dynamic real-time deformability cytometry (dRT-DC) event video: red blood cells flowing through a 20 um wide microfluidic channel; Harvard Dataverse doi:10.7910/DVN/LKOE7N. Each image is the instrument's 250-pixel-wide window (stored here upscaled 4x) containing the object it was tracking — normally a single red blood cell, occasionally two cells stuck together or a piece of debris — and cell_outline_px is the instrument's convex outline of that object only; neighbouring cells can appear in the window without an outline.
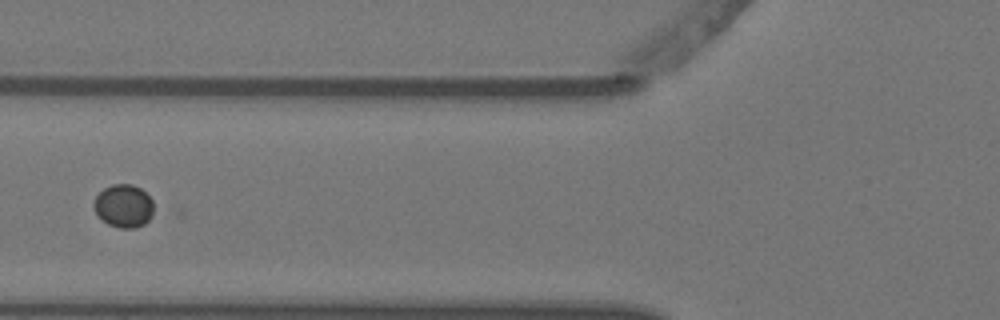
{"species": "Egyptian fruit bat (a non-hibernating species)", "species_latin": "Rousettus aegyptiacus", "temperature_condition": "warm", "stored_images_in_passage": 10, "camera_frame_rate_fps": 3000, "um_per_image_px": 0.085, "animal": {"sex": "female"}, "frame": {"image": 1, "passage_image": 7, "time_ms": 2.0, "image_size_px": [1000, 320], "cell_outline_px": [[152, 216], [144, 224], [136, 228], [120, 228], [108, 224], [96, 212], [92, 204], [96, 196], [104, 188], [112, 184], [132, 184], [140, 188], [152, 200]], "centroid_in_image_um": [10.5, 17.5], "position_along_channel_um": 115.3, "area_um2": 14.85}}
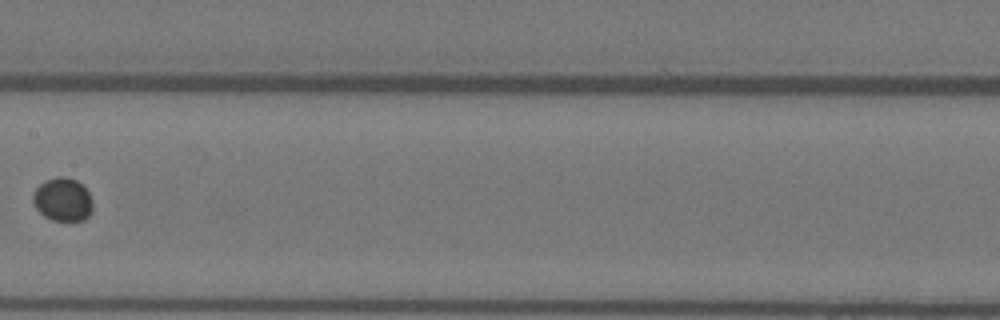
{"frame": {"image": 2, "passage_image": 9, "time_ms": 2.667, "image_size_px": [1000, 320], "cell_outline_px": [[92, 212], [84, 220], [52, 220], [44, 216], [36, 208], [32, 200], [32, 196], [36, 188], [40, 184], [56, 176], [64, 176], [76, 180], [88, 192], [92, 200]], "centroid_in_image_um": [5.33, 16.96], "position_along_channel_um": 202.1, "area_um2": 14.97}}
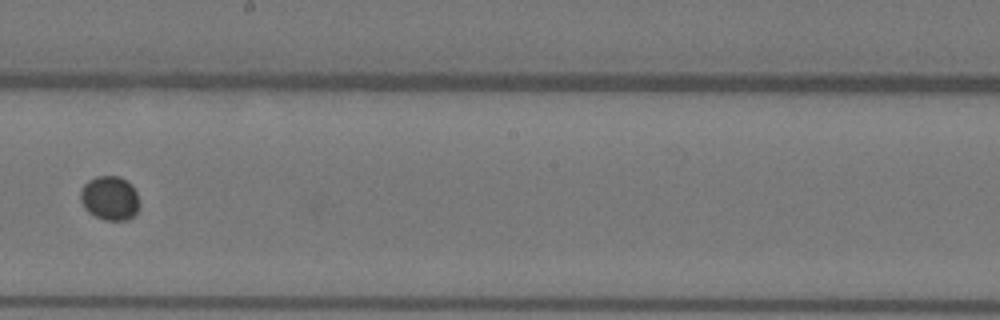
{"frame": {"image": 3, "passage_image": 10, "time_ms": 3.0, "image_size_px": [1000, 320], "cell_outline_px": [[140, 208], [128, 220], [104, 220], [88, 212], [84, 208], [80, 200], [80, 192], [84, 184], [88, 180], [96, 176], [120, 176], [132, 184], [136, 192], [140, 204]], "centroid_in_image_um": [9.34, 16.83], "position_along_channel_um": 238.9, "area_um2": 15.37}}